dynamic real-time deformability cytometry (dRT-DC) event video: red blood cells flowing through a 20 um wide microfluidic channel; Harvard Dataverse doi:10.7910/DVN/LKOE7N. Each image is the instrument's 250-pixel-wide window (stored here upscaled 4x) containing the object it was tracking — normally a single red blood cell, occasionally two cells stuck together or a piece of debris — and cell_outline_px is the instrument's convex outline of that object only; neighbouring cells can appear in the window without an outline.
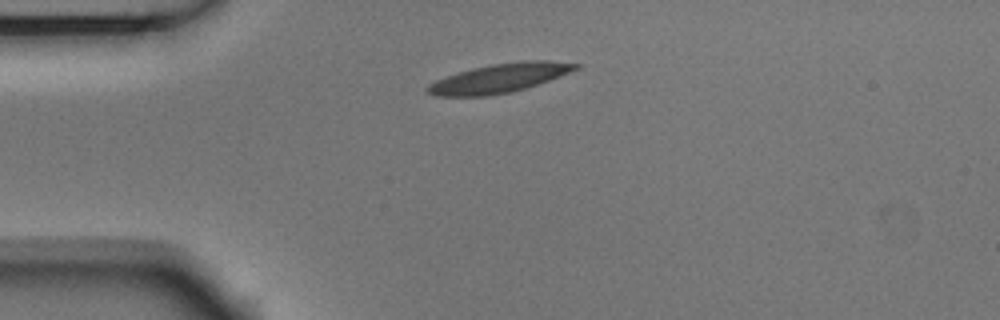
{"species": "Egyptian fruit bat (a non-hibernating species)", "species_latin": "Rousettus aegyptiacus", "temperature_condition": "room temperature", "stored_images_in_passage": 1, "camera_frame_rate_fps": 3000, "um_per_image_px": 0.085, "animal": {"sex": "male"}, "frame": {"image": 1, "passage_image": 1, "time_ms": 0.0, "image_size_px": [1000, 320], "cell_outline_px": [[580, 68], [560, 76], [512, 92], [488, 96], [436, 96], [428, 92], [424, 88], [428, 84], [444, 76], [456, 72], [472, 68], [492, 64], [524, 60], [548, 60], [580, 64]], "centroid_in_image_um": [42.42, 6.64], "position_along_channel_um": 42.6, "area_um2": 25.09}}